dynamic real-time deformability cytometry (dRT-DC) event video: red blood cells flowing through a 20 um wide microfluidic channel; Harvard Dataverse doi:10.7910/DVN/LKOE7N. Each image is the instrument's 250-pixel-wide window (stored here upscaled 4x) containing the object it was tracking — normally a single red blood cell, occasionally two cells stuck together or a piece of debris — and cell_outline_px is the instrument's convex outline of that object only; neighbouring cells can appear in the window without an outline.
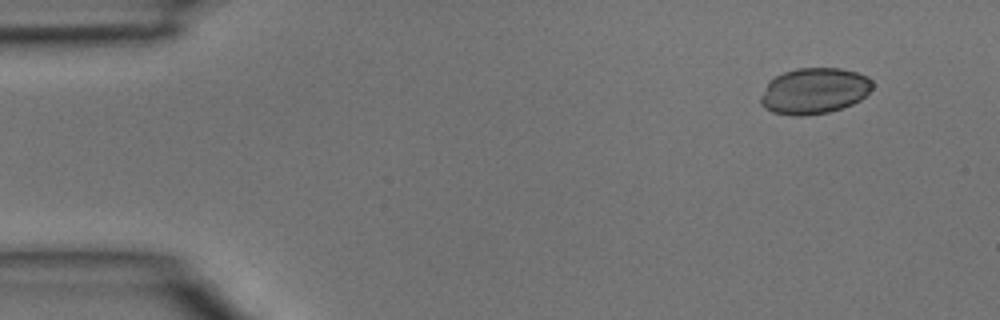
{"species": "common noctule bat (a hibernating species)", "species_latin": "Nyctalus noctula", "temperature_condition": "room temperature", "stored_images_in_passage": 3, "camera_frame_rate_fps": 3000, "um_per_image_px": 0.085, "animal": {"sex": "male", "body_mass_g": 15.6}, "frame": {"image": 1, "passage_image": 1, "time_ms": 0.0, "image_size_px": [1000, 320], "cell_outline_px": [[872, 88], [860, 100], [852, 104], [828, 112], [804, 116], [792, 116], [772, 112], [764, 108], [760, 104], [760, 96], [768, 84], [776, 76], [784, 72], [796, 68], [840, 68], [856, 72], [868, 76], [872, 80]], "centroid_in_image_um": [69.2, 7.73], "position_along_channel_um": 15.8, "area_um2": 29.94}}